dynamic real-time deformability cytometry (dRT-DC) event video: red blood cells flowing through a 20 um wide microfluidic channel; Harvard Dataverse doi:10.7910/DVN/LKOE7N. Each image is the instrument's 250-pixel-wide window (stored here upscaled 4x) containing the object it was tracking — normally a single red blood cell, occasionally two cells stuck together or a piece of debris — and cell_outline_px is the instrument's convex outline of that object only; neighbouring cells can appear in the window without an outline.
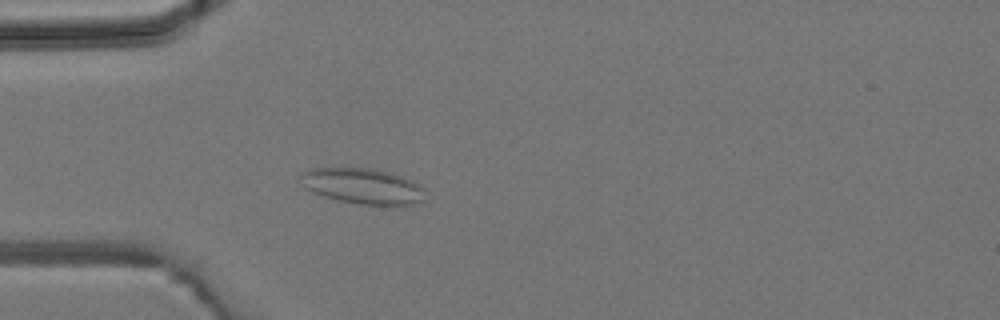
{"species": "common noctule bat (a hibernating species)", "species_latin": "Nyctalus noctula", "temperature_condition": "room temperature", "stored_images_in_passage": 4, "camera_frame_rate_fps": 3000, "um_per_image_px": 0.085, "animal": {"sex": "male", "body_mass_g": 19.2, "forearm_length_mm": 51.8}, "frame": {"image": 1, "passage_image": 4, "time_ms": 3.667, "image_size_px": [1000, 320], "cell_outline_px": [[424, 200], [412, 204], [360, 204], [340, 200], [324, 196], [312, 192], [304, 188], [300, 176], [300, 172], [308, 168], [372, 168], [392, 172], [412, 180], [420, 184], [424, 188]], "centroid_in_image_um": [30.81, 15.79], "position_along_channel_um": 54.2, "area_um2": 25.89}}